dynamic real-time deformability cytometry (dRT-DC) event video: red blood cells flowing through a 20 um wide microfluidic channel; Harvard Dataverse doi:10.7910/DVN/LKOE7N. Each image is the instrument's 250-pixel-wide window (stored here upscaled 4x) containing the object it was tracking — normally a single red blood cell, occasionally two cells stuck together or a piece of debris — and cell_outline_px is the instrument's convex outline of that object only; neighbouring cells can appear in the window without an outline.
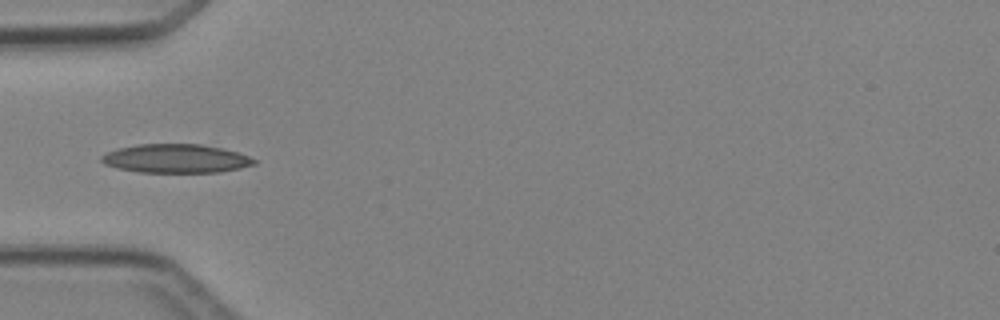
{"species": "Egyptian fruit bat (a non-hibernating species)", "species_latin": "Rousettus aegyptiacus", "temperature_condition": "cold", "stored_images_in_passage": 4, "camera_frame_rate_fps": 3000, "um_per_image_px": 0.085, "animal": {"sex": "female"}, "frame": {"image": 1, "passage_image": 4, "time_ms": 4.333, "image_size_px": [1000, 320], "cell_outline_px": [[256, 164], [240, 168], [220, 172], [140, 172], [116, 168], [104, 164], [100, 160], [100, 156], [116, 148], [140, 144], [200, 144], [224, 148], [248, 156], [256, 160]], "centroid_in_image_um": [14.93, 13.47], "position_along_channel_um": 70.1, "area_um2": 25.61}}